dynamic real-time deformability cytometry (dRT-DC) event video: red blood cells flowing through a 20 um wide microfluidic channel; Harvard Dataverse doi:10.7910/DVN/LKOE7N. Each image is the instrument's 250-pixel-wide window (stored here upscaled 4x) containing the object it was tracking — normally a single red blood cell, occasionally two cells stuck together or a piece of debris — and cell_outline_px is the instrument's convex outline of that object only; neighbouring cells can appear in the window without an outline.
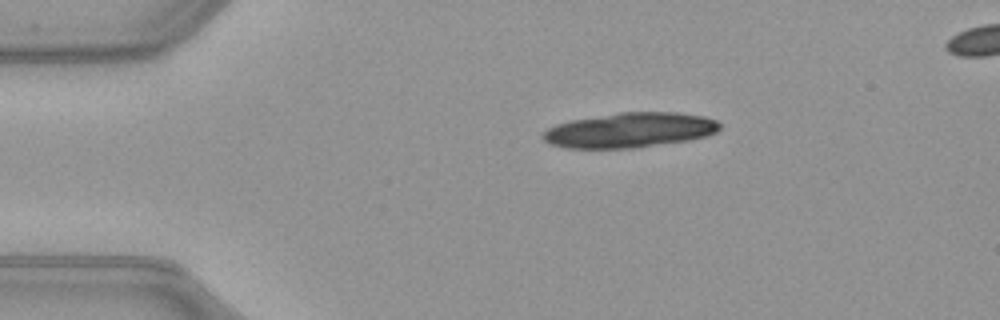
{"species": "common noctule bat (a hibernating species)", "species_latin": "Nyctalus noctula", "temperature_condition": "warm", "stored_images_in_passage": 9, "camera_frame_rate_fps": 3000, "um_per_image_px": 0.085, "animal": {"sex": "female", "body_mass_g": 21.9}, "frame": {"image": 1, "passage_image": 1, "time_ms": 0.0, "image_size_px": [1000, 320], "cell_outline_px": [[720, 128], [716, 132], [708, 136], [688, 140], [632, 148], [564, 148], [548, 144], [540, 136], [548, 128], [556, 124], [572, 120], [620, 112], [676, 112], [704, 116], [716, 120], [720, 124]], "centroid_in_image_um": [53.52, 11.06], "position_along_channel_um": 31.5, "area_um2": 36.01}}